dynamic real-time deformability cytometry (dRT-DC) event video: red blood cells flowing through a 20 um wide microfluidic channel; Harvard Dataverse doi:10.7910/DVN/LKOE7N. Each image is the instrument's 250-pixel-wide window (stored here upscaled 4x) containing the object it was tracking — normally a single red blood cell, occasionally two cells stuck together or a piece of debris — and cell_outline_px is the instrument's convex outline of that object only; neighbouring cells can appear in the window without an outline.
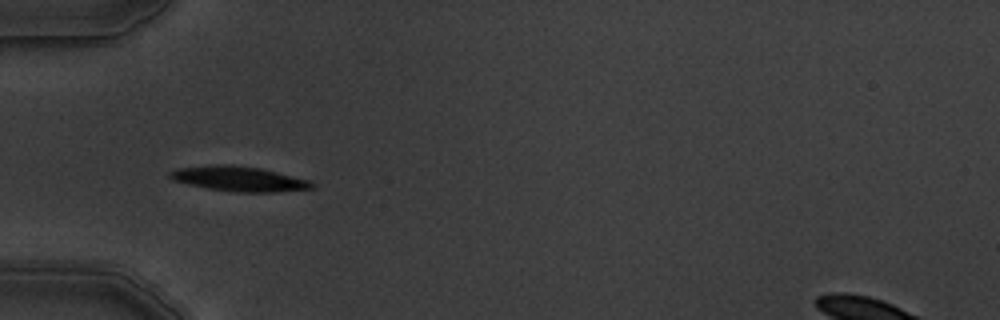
{"species": "common noctule bat (a hibernating species)", "species_latin": "Nyctalus noctula", "temperature_condition": "warm", "stored_images_in_passage": 10, "camera_frame_rate_fps": 3000, "um_per_image_px": 0.085, "animal": {"sex": "male", "body_mass_g": 19.5, "forearm_length_mm": 54.6}, "frame": {"image": 1, "passage_image": 6, "time_ms": 5.667, "image_size_px": [1000, 320], "cell_outline_px": [[316, 188], [272, 192], [236, 192], [208, 188], [172, 180], [168, 176], [168, 172], [176, 168], [216, 164], [232, 164], [260, 168], [308, 180], [316, 184]], "centroid_in_image_um": [20.29, 15.19], "position_along_channel_um": 64.7, "area_um2": 20.58}}